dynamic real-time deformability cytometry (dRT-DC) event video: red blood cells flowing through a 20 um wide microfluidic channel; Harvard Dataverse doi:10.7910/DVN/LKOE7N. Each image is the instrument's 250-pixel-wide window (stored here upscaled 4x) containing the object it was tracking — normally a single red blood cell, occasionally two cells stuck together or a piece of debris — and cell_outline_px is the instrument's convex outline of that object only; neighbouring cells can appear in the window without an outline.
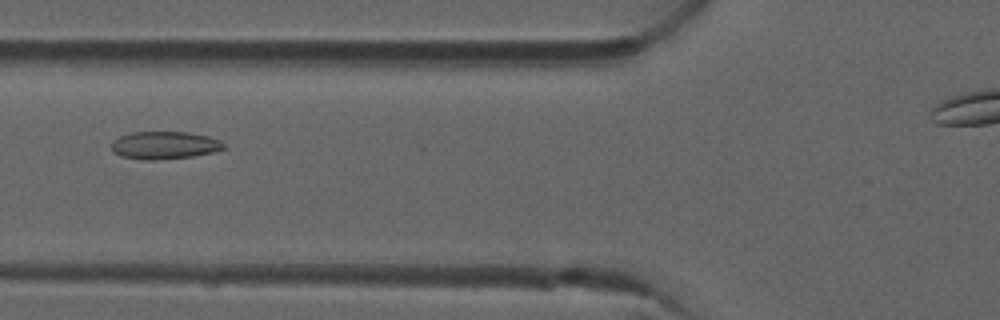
{"species": "common noctule bat (a hibernating species)", "species_latin": "Nyctalus noctula", "temperature_condition": "room temperature", "stored_images_in_passage": 22, "camera_frame_rate_fps": 3000, "um_per_image_px": 0.085, "animal": {"sex": "male", "forearm_length_mm": 52.5}, "frame": {"image": 1, "passage_image": 14, "time_ms": 4.333, "image_size_px": [1000, 320], "cell_outline_px": [[228, 148], [212, 152], [192, 156], [152, 160], [144, 160], [120, 156], [112, 152], [112, 140], [120, 136], [132, 132], [188, 132], [208, 136], [220, 140]], "centroid_in_image_um": [13.97, 12.34], "position_along_channel_um": 111.8, "area_um2": 18.15}}
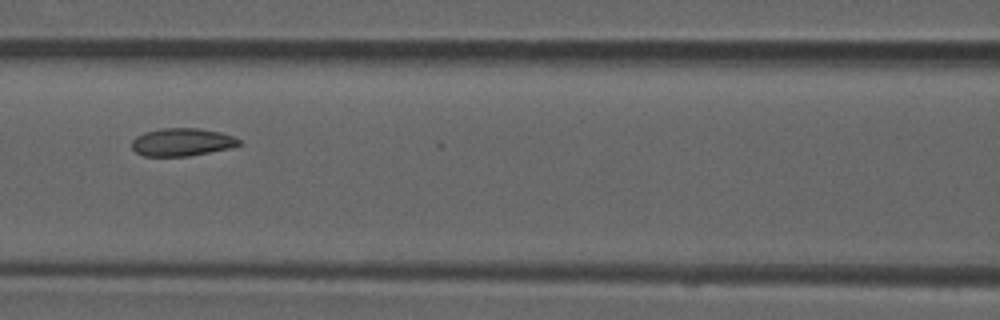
{"frame": {"image": 2, "passage_image": 17, "time_ms": 5.333, "image_size_px": [1000, 320], "cell_outline_px": [[244, 144], [228, 148], [188, 156], [144, 156], [136, 152], [132, 148], [132, 140], [136, 136], [144, 132], [160, 128], [200, 128], [220, 132], [232, 136], [240, 140]], "centroid_in_image_um": [15.45, 12.07], "position_along_channel_um": 151.1, "area_um2": 17.4}}
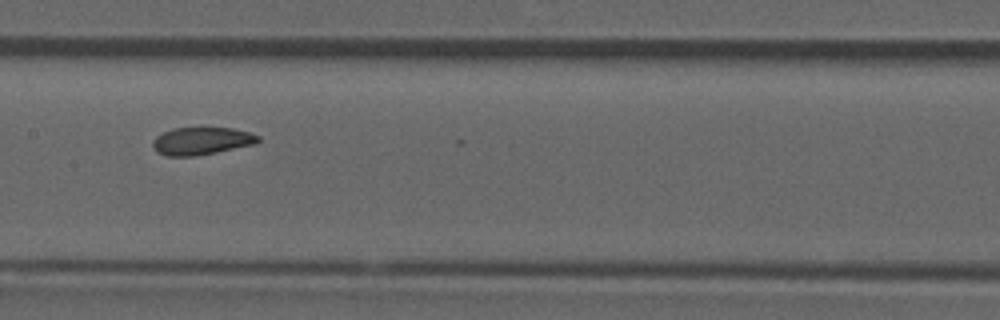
{"frame": {"image": 3, "passage_image": 20, "time_ms": 6.333, "image_size_px": [1000, 320], "cell_outline_px": [[260, 140], [256, 144], [216, 152], [192, 156], [168, 156], [156, 152], [152, 144], [152, 140], [156, 136], [172, 128], [200, 124], [232, 128], [248, 132], [260, 136]], "centroid_in_image_um": [17.12, 11.92], "position_along_channel_um": 190.3, "area_um2": 17.74}}